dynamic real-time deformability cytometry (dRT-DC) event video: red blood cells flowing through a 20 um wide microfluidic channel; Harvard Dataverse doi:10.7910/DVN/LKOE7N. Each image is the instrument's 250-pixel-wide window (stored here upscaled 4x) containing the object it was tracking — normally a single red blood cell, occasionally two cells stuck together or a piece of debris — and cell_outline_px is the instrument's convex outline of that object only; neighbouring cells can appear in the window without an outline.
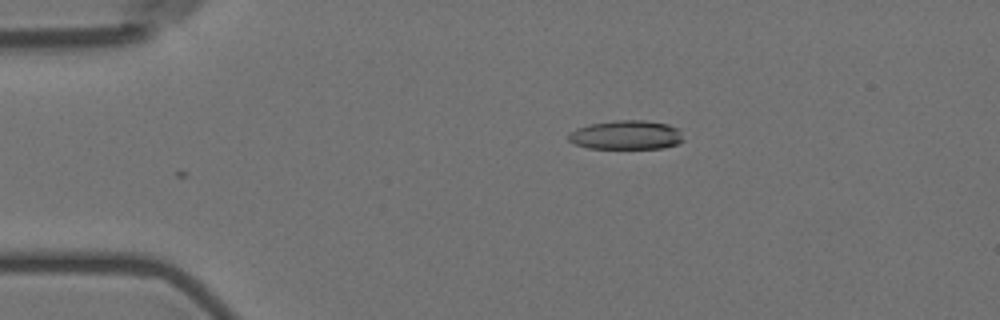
{"species": "Egyptian fruit bat (a non-hibernating species)", "species_latin": "Rousettus aegyptiacus", "temperature_condition": "room temperature", "stored_images_in_passage": 4, "camera_frame_rate_fps": 3000, "um_per_image_px": 0.085, "animal": {"sex": "female"}, "frame": {"image": 1, "passage_image": 4, "time_ms": 3.333, "image_size_px": [1000, 320], "cell_outline_px": [[684, 140], [676, 144], [664, 148], [588, 148], [576, 144], [568, 140], [568, 132], [576, 128], [588, 124], [616, 120], [644, 120], [668, 124], [680, 128]], "centroid_in_image_um": [53.24, 11.46], "position_along_channel_um": 31.8, "area_um2": 19.65}}